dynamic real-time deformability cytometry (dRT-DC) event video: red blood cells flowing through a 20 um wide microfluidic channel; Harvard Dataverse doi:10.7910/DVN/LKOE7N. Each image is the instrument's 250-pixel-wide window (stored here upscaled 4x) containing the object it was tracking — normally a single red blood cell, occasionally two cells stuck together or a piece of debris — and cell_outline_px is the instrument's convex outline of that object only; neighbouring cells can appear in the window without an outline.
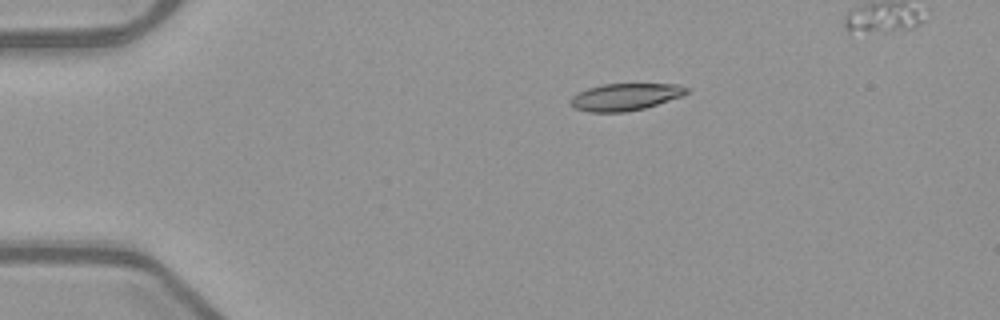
{"species": "common noctule bat (a hibernating species)", "species_latin": "Nyctalus noctula", "temperature_condition": "warm", "stored_images_in_passage": 40, "segment_of_instrument_passage": [1, 2], "camera_frame_rate_fps": 3000, "um_per_image_px": 0.085, "animal": {"sex": "female", "body_mass_g": 21.9}, "frame": {"image": 1, "passage_image": 1, "time_ms": 0.0, "image_size_px": [1000, 320], "cell_outline_px": [[688, 92], [680, 96], [644, 108], [624, 112], [588, 112], [576, 108], [568, 100], [572, 96], [588, 88], [604, 84], [680, 84], [688, 88]], "centroid_in_image_um": [53.13, 8.23], "position_along_channel_um": 31.9, "area_um2": 18.03}}
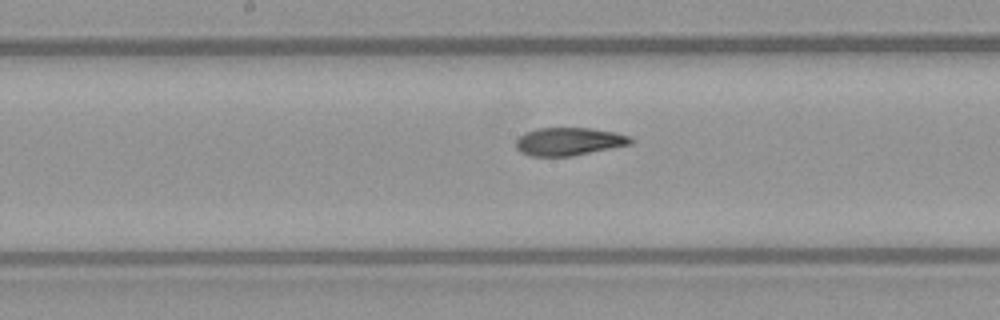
{"frame": {"image": 2, "passage_image": 18, "time_ms": 5.667, "image_size_px": [1000, 320], "cell_outline_px": [[632, 144], [572, 156], [528, 156], [520, 152], [516, 148], [516, 140], [520, 136], [528, 132], [540, 128], [588, 128], [616, 132], [632, 136]], "centroid_in_image_um": [48.38, 12.03], "position_along_channel_um": 199.8, "area_um2": 18.67}}
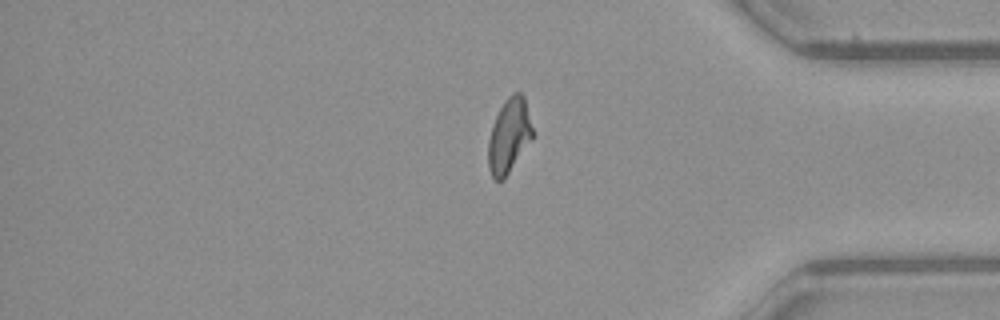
{"frame": {"image": 3, "passage_image": 34, "time_ms": 11.0, "image_size_px": [1000, 320], "cell_outline_px": [[532, 140], [504, 180], [496, 180], [492, 176], [488, 168], [488, 140], [492, 124], [504, 100], [512, 92], [520, 92], [524, 96], [532, 128]], "centroid_in_image_um": [43.26, 11.55], "position_along_channel_um": 391.9, "area_um2": 19.31}}